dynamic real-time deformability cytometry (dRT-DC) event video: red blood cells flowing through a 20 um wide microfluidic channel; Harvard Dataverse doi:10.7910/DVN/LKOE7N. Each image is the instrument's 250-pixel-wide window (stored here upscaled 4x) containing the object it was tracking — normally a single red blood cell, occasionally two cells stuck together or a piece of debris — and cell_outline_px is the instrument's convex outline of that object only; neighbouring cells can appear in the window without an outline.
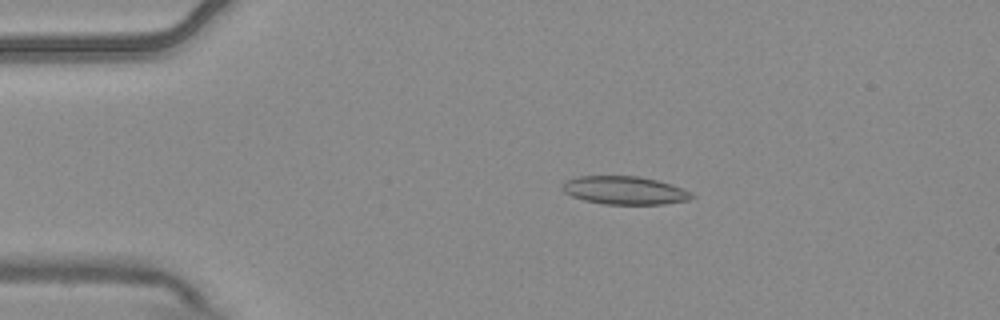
{"species": "common noctule bat (a hibernating species)", "species_latin": "Nyctalus noctula", "temperature_condition": "warm", "stored_images_in_passage": 6, "camera_frame_rate_fps": 3000, "um_per_image_px": 0.085, "animal": {"sex": "male", "body_mass_g": 20.4}, "frame": {"image": 1, "passage_image": 3, "time_ms": 0.667, "image_size_px": [1000, 320], "cell_outline_px": [[696, 196], [688, 200], [664, 204], [604, 204], [584, 200], [572, 196], [564, 192], [560, 188], [560, 184], [568, 180], [580, 176], [636, 176], [656, 180], [692, 192]], "centroid_in_image_um": [53.06, 16.18], "position_along_channel_um": 31.9, "area_um2": 21.1}}
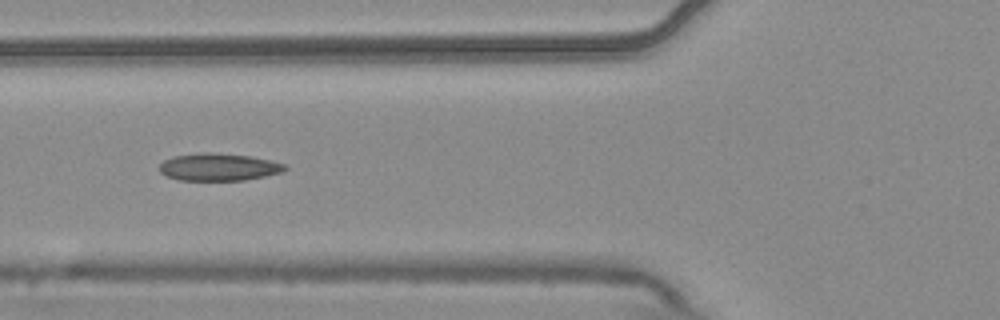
{"frame": {"image": 2, "passage_image": 5, "time_ms": 1.333, "image_size_px": [1000, 320], "cell_outline_px": [[288, 168], [284, 172], [244, 180], [180, 180], [168, 176], [160, 172], [160, 164], [164, 160], [172, 156], [208, 152], [212, 152], [252, 156], [284, 164]], "centroid_in_image_um": [18.6, 14.19], "position_along_channel_um": 107.2, "area_um2": 19.94}}
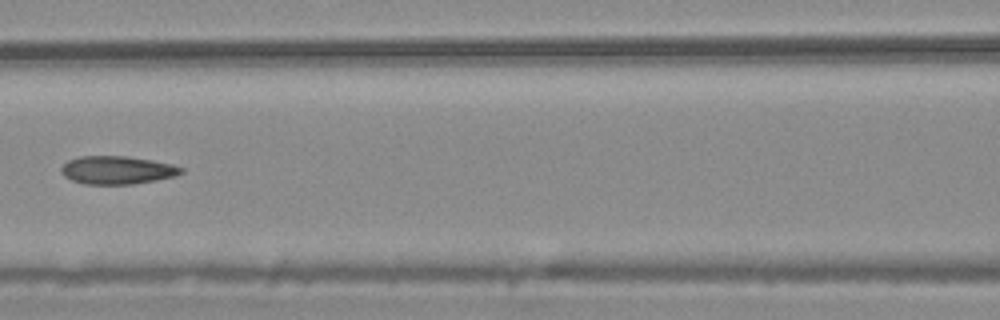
{"frame": {"image": 3, "passage_image": 6, "time_ms": 1.667, "image_size_px": [1000, 320], "cell_outline_px": [[184, 172], [176, 176], [156, 180], [132, 184], [84, 184], [72, 180], [64, 176], [60, 168], [68, 160], [80, 156], [128, 156], [152, 160], [172, 164], [184, 168]], "centroid_in_image_um": [9.98, 14.45], "position_along_channel_um": 156.6, "area_um2": 19.71}}